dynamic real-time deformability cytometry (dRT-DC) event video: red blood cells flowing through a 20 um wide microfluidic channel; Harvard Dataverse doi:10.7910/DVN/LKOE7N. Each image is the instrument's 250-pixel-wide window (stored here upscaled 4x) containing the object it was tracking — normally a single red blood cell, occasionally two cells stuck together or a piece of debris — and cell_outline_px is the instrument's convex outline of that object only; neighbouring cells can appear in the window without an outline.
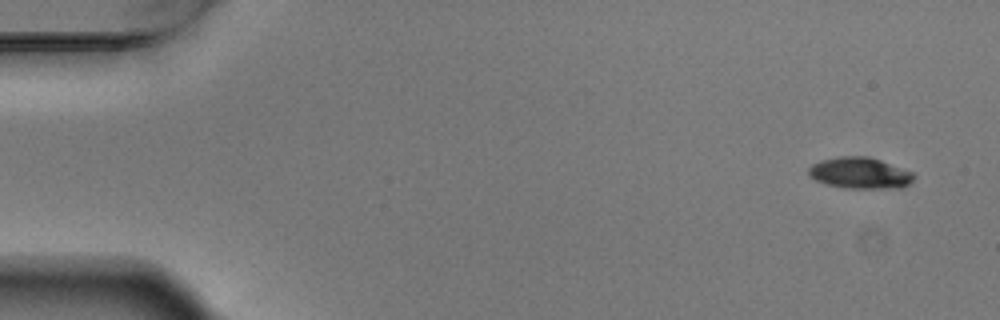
{"species": "Egyptian fruit bat (a non-hibernating species)", "species_latin": "Rousettus aegyptiacus", "temperature_condition": "warm", "stored_images_in_passage": 5, "camera_frame_rate_fps": 3000, "um_per_image_px": 0.085, "animal": {"sex": "male"}, "frame": {"image": 1, "passage_image": 1, "time_ms": 0.0, "image_size_px": [1000, 320], "cell_outline_px": [[916, 176], [908, 184], [900, 188], [844, 188], [824, 184], [808, 176], [808, 168], [812, 164], [820, 160], [840, 156], [868, 156], [880, 160], [912, 172]], "centroid_in_image_um": [73.05, 14.71], "position_along_channel_um": 11.9, "area_um2": 19.25}}
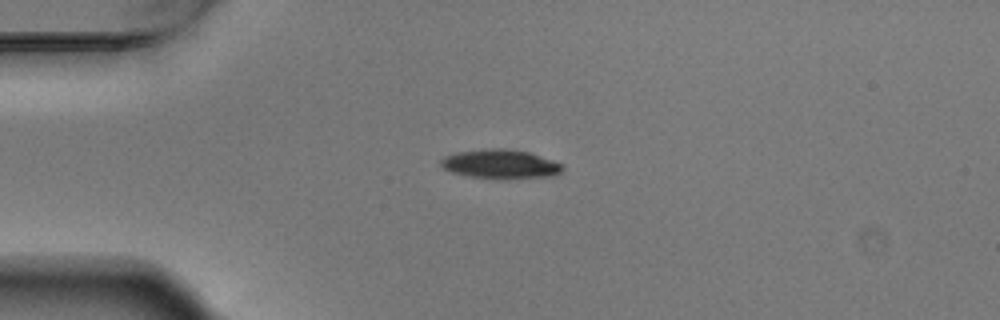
{"frame": {"image": 2, "passage_image": 4, "time_ms": 1.0, "image_size_px": [1000, 320], "cell_outline_px": [[564, 168], [560, 172], [552, 176], [468, 176], [452, 172], [444, 168], [440, 164], [440, 160], [444, 156], [456, 152], [484, 148], [504, 148], [528, 152], [564, 164]], "centroid_in_image_um": [42.5, 13.89], "position_along_channel_um": 42.5, "area_um2": 19.77}}